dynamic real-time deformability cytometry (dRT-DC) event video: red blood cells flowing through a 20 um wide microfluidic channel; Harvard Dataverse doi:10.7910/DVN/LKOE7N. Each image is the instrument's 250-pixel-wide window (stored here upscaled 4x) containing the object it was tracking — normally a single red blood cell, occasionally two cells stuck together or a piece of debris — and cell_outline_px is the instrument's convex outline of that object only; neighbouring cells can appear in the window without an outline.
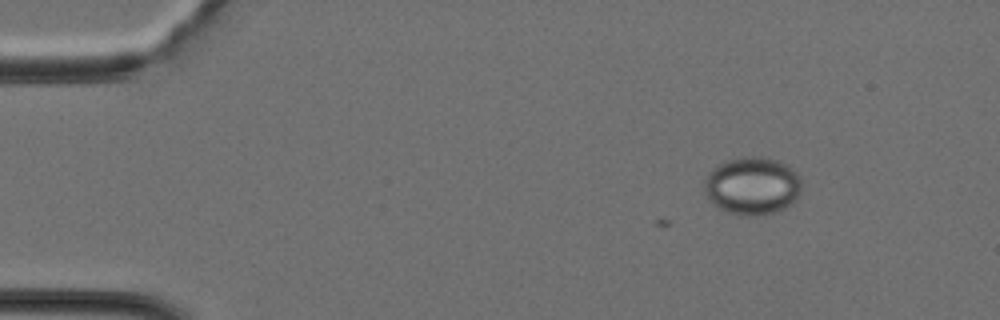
{"species": "Egyptian fruit bat (a non-hibernating species)", "species_latin": "Rousettus aegyptiacus", "temperature_condition": "cold", "stored_images_in_passage": 2, "camera_frame_rate_fps": 3000, "um_per_image_px": 0.085, "animal": {"sex": "female"}, "frame": {"image": 1, "passage_image": 2, "time_ms": 0.333, "image_size_px": [1000, 320], "cell_outline_px": [[800, 196], [792, 204], [784, 208], [772, 212], [756, 216], [748, 216], [728, 212], [716, 208], [708, 200], [704, 192], [704, 180], [720, 164], [728, 160], [744, 156], [760, 156], [776, 160], [788, 164], [800, 176]], "centroid_in_image_um": [63.96, 15.8], "position_along_channel_um": 21.0, "area_um2": 32.89}}